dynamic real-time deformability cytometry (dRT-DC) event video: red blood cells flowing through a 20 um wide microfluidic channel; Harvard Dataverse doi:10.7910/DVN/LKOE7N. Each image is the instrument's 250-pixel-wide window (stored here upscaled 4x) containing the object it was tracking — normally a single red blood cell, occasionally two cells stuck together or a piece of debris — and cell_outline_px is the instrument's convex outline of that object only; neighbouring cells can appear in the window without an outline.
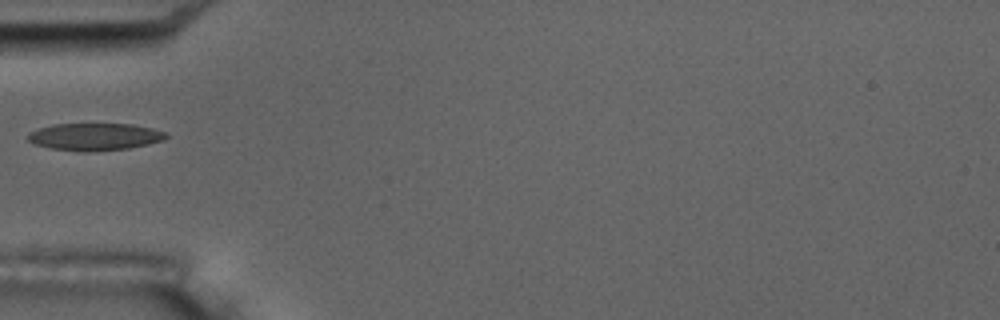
{"species": "common noctule bat (a hibernating species)", "species_latin": "Nyctalus noctula", "temperature_condition": "room temperature", "stored_images_in_passage": 2, "camera_frame_rate_fps": 3000, "um_per_image_px": 0.085, "animal": {"sex": "male", "body_mass_g": 17.5, "forearm_length_mm": 52.3}, "frame": {"image": 1, "passage_image": 2, "time_ms": 0.333, "image_size_px": [1000, 320], "cell_outline_px": [[168, 136], [164, 140], [148, 144], [128, 148], [84, 152], [80, 152], [52, 148], [36, 144], [28, 140], [28, 132], [52, 124], [132, 124], [152, 128], [168, 132]], "centroid_in_image_um": [8.08, 11.62], "position_along_channel_um": 76.9, "area_um2": 21.91}}